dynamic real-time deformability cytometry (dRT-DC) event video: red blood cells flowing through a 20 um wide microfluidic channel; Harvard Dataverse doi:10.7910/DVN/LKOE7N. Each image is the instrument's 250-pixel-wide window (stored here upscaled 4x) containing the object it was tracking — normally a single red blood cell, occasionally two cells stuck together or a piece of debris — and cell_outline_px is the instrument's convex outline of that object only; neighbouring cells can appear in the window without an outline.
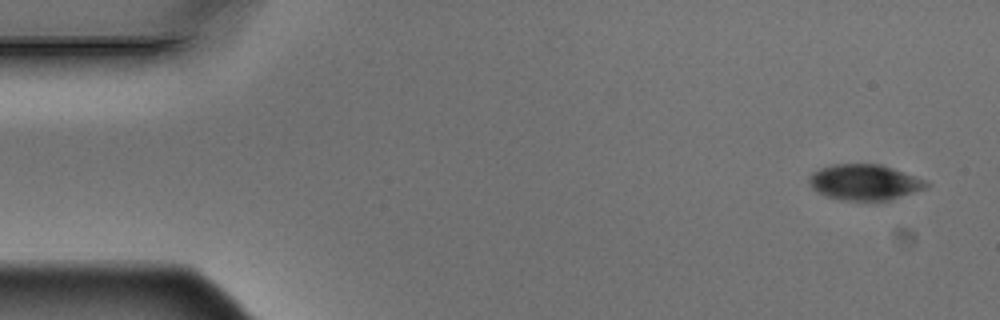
{"species": "Egyptian fruit bat (a non-hibernating species)", "species_latin": "Rousettus aegyptiacus", "temperature_condition": "warm", "stored_images_in_passage": 5, "camera_frame_rate_fps": 3000, "um_per_image_px": 0.085, "animal": {"sex": "male"}, "frame": {"image": 1, "passage_image": 1, "time_ms": 0.0, "image_size_px": [1000, 320], "cell_outline_px": [[932, 184], [928, 188], [888, 200], [840, 200], [816, 192], [812, 188], [808, 180], [808, 176], [812, 172], [820, 168], [832, 164], [880, 164], [928, 180]], "centroid_in_image_um": [73.5, 15.48], "position_along_channel_um": 11.5, "area_um2": 24.57}}
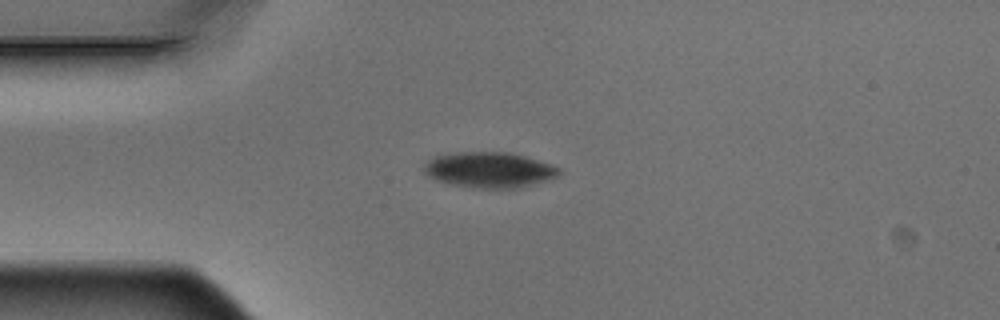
{"frame": {"image": 2, "passage_image": 4, "time_ms": 1.0, "image_size_px": [1000, 320], "cell_outline_px": [[564, 172], [556, 176], [520, 188], [476, 188], [448, 184], [436, 180], [428, 176], [424, 172], [424, 164], [428, 160], [436, 156], [456, 152], [508, 152], [524, 156], [552, 164], [560, 168]], "centroid_in_image_um": [41.58, 14.44], "position_along_channel_um": 43.4, "area_um2": 28.03}}